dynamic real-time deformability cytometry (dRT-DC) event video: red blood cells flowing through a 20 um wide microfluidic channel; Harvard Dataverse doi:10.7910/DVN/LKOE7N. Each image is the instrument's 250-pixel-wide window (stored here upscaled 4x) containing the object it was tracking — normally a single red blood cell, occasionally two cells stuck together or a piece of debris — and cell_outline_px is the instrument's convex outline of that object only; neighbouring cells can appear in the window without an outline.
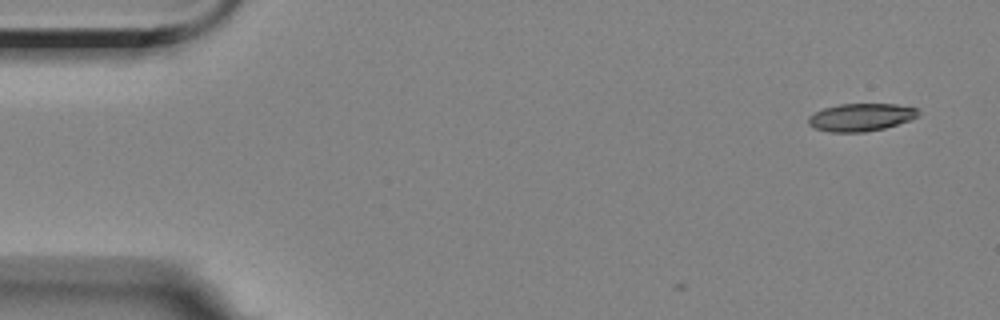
{"species": "Egyptian fruit bat (a non-hibernating species)", "species_latin": "Rousettus aegyptiacus", "temperature_condition": "room temperature", "stored_images_in_passage": 5, "camera_frame_rate_fps": 3000, "um_per_image_px": 0.085, "animal": {"sex": "female"}, "frame": {"image": 1, "passage_image": 1, "time_ms": 0.0, "image_size_px": [1000, 320], "cell_outline_px": [[920, 116], [912, 120], [884, 128], [864, 132], [828, 132], [812, 128], [808, 124], [808, 116], [824, 108], [840, 104], [896, 104], [920, 108]], "centroid_in_image_um": [73.22, 9.97], "position_along_channel_um": 11.8, "area_um2": 18.03}}